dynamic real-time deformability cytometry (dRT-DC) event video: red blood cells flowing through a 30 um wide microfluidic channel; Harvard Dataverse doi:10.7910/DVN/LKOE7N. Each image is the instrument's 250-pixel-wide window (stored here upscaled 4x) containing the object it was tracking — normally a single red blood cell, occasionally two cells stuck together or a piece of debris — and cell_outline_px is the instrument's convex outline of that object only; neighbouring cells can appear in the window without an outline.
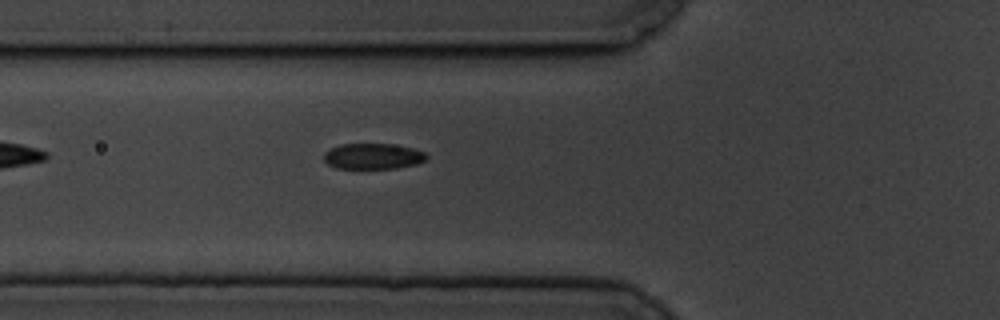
{"species": "common noctule bat (a hibernating species)", "species_latin": "Nyctalus noctula", "temperature_condition": "cold", "stored_images_in_passage": 6, "camera_frame_rate_fps": 3000, "um_per_image_px": 0.085, "animal": {"sex": "male", "body_mass_g": 19.5, "forearm_length_mm": 54.6}, "frame": {"image": 1, "passage_image": 3, "time_ms": 0.667, "image_size_px": [1000, 320], "cell_outline_px": [[428, 156], [424, 160], [416, 164], [396, 168], [336, 168], [328, 164], [324, 160], [324, 152], [340, 144], [388, 144], [412, 148], [424, 152]], "centroid_in_image_um": [31.68, 13.28], "position_along_channel_um": 94.1, "area_um2": 15.2}}